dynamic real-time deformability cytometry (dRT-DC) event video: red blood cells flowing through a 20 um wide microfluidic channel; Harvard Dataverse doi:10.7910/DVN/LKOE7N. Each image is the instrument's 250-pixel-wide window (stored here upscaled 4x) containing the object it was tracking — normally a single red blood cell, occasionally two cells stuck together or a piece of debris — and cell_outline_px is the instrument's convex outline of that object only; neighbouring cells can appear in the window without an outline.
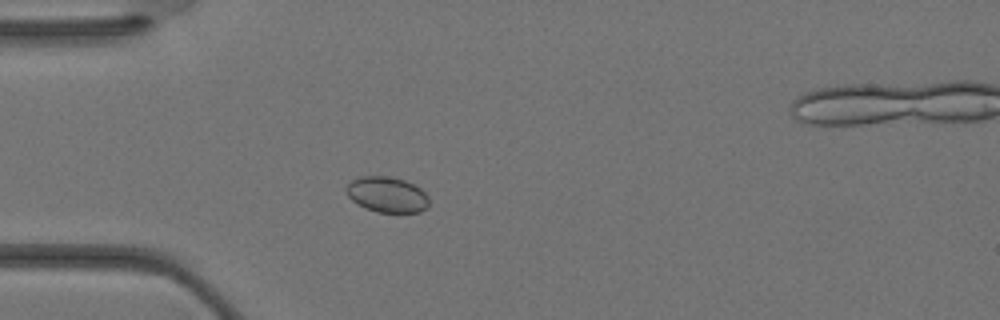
{"species": "Egyptian fruit bat (a non-hibernating species)", "species_latin": "Rousettus aegyptiacus", "temperature_condition": "warm", "stored_images_in_passage": 35, "segment_of_instrument_passage": [1, 2], "camera_frame_rate_fps": 3000, "um_per_image_px": 0.085, "animal": {"sex": "female"}, "frame": {"image": 1, "passage_image": 8, "time_ms": 2.333, "image_size_px": [1000, 320], "cell_outline_px": [[428, 204], [420, 212], [376, 212], [364, 208], [356, 204], [344, 192], [344, 188], [352, 180], [360, 176], [384, 176], [404, 180], [420, 188], [428, 196]], "centroid_in_image_um": [32.84, 16.54], "position_along_channel_um": 52.2, "area_um2": 17.17}}
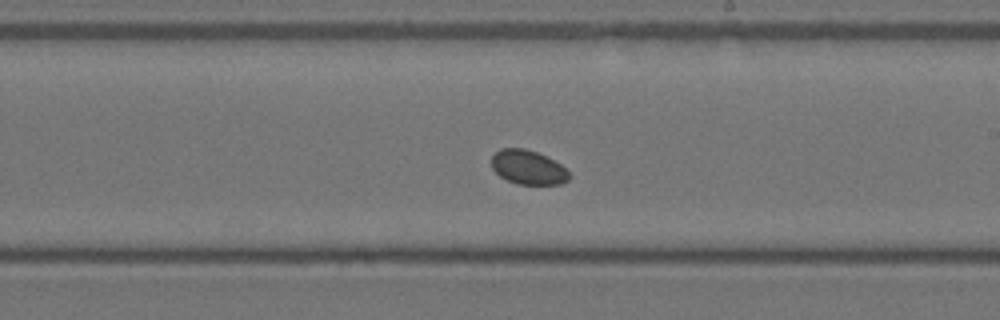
{"frame": {"image": 2, "passage_image": 19, "time_ms": 6.0, "image_size_px": [1000, 320], "cell_outline_px": [[572, 176], [568, 180], [560, 184], [516, 184], [500, 176], [492, 168], [492, 156], [500, 148], [524, 148], [536, 152], [560, 164]], "centroid_in_image_um": [44.88, 14.23], "position_along_channel_um": 244.1, "area_um2": 15.32}}
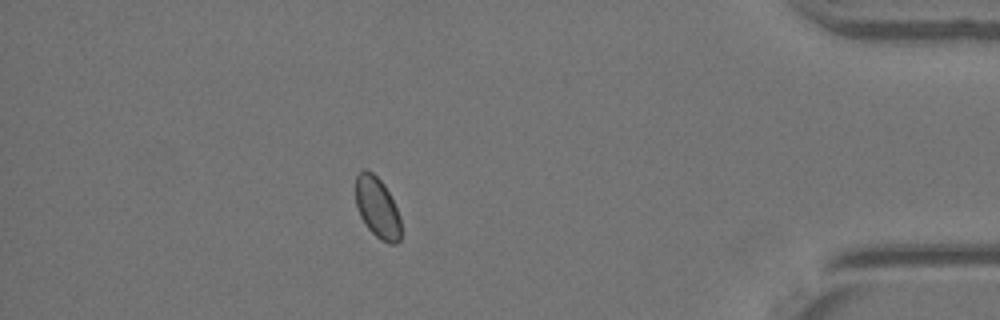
{"frame": {"image": 3, "passage_image": 30, "time_ms": 9.667, "image_size_px": [1000, 320], "cell_outline_px": [[400, 240], [396, 244], [388, 244], [380, 240], [368, 228], [360, 216], [356, 204], [356, 176], [364, 168], [372, 172], [384, 184], [396, 208], [400, 220]], "centroid_in_image_um": [32.06, 17.66], "position_along_channel_um": 403.1, "area_um2": 15.9}}